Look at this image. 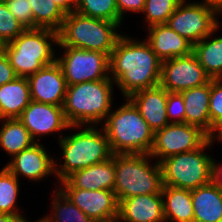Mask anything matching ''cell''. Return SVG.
I'll return each instance as SVG.
<instances>
[{
	"mask_svg": "<svg viewBox=\"0 0 222 222\" xmlns=\"http://www.w3.org/2000/svg\"><path fill=\"white\" fill-rule=\"evenodd\" d=\"M161 62L146 41L123 34L109 56L110 78L128 98L136 91L159 85Z\"/></svg>",
	"mask_w": 222,
	"mask_h": 222,
	"instance_id": "cell-1",
	"label": "cell"
},
{
	"mask_svg": "<svg viewBox=\"0 0 222 222\" xmlns=\"http://www.w3.org/2000/svg\"><path fill=\"white\" fill-rule=\"evenodd\" d=\"M75 12L121 24L117 0H76Z\"/></svg>",
	"mask_w": 222,
	"mask_h": 222,
	"instance_id": "cell-29",
	"label": "cell"
},
{
	"mask_svg": "<svg viewBox=\"0 0 222 222\" xmlns=\"http://www.w3.org/2000/svg\"><path fill=\"white\" fill-rule=\"evenodd\" d=\"M119 217L121 222H165L162 193L121 200Z\"/></svg>",
	"mask_w": 222,
	"mask_h": 222,
	"instance_id": "cell-18",
	"label": "cell"
},
{
	"mask_svg": "<svg viewBox=\"0 0 222 222\" xmlns=\"http://www.w3.org/2000/svg\"><path fill=\"white\" fill-rule=\"evenodd\" d=\"M16 77L15 71L3 48L0 50V86L14 80Z\"/></svg>",
	"mask_w": 222,
	"mask_h": 222,
	"instance_id": "cell-36",
	"label": "cell"
},
{
	"mask_svg": "<svg viewBox=\"0 0 222 222\" xmlns=\"http://www.w3.org/2000/svg\"><path fill=\"white\" fill-rule=\"evenodd\" d=\"M149 154H114L115 185L118 202L129 197L161 192L162 170Z\"/></svg>",
	"mask_w": 222,
	"mask_h": 222,
	"instance_id": "cell-7",
	"label": "cell"
},
{
	"mask_svg": "<svg viewBox=\"0 0 222 222\" xmlns=\"http://www.w3.org/2000/svg\"><path fill=\"white\" fill-rule=\"evenodd\" d=\"M0 222H30L21 214H0Z\"/></svg>",
	"mask_w": 222,
	"mask_h": 222,
	"instance_id": "cell-40",
	"label": "cell"
},
{
	"mask_svg": "<svg viewBox=\"0 0 222 222\" xmlns=\"http://www.w3.org/2000/svg\"><path fill=\"white\" fill-rule=\"evenodd\" d=\"M168 93L158 85L136 91L128 97L154 132L170 123L167 117Z\"/></svg>",
	"mask_w": 222,
	"mask_h": 222,
	"instance_id": "cell-17",
	"label": "cell"
},
{
	"mask_svg": "<svg viewBox=\"0 0 222 222\" xmlns=\"http://www.w3.org/2000/svg\"><path fill=\"white\" fill-rule=\"evenodd\" d=\"M5 167L17 179L24 176L31 181H39L55 174V159L48 154L44 145L36 142L15 155Z\"/></svg>",
	"mask_w": 222,
	"mask_h": 222,
	"instance_id": "cell-16",
	"label": "cell"
},
{
	"mask_svg": "<svg viewBox=\"0 0 222 222\" xmlns=\"http://www.w3.org/2000/svg\"><path fill=\"white\" fill-rule=\"evenodd\" d=\"M3 49V44L2 42L0 41V50Z\"/></svg>",
	"mask_w": 222,
	"mask_h": 222,
	"instance_id": "cell-44",
	"label": "cell"
},
{
	"mask_svg": "<svg viewBox=\"0 0 222 222\" xmlns=\"http://www.w3.org/2000/svg\"><path fill=\"white\" fill-rule=\"evenodd\" d=\"M57 189L53 192V214L42 217L39 219L41 222H93L59 188Z\"/></svg>",
	"mask_w": 222,
	"mask_h": 222,
	"instance_id": "cell-28",
	"label": "cell"
},
{
	"mask_svg": "<svg viewBox=\"0 0 222 222\" xmlns=\"http://www.w3.org/2000/svg\"><path fill=\"white\" fill-rule=\"evenodd\" d=\"M0 121H3L0 129V147L11 157L36 143L19 118Z\"/></svg>",
	"mask_w": 222,
	"mask_h": 222,
	"instance_id": "cell-25",
	"label": "cell"
},
{
	"mask_svg": "<svg viewBox=\"0 0 222 222\" xmlns=\"http://www.w3.org/2000/svg\"><path fill=\"white\" fill-rule=\"evenodd\" d=\"M19 179L6 167L0 170V214H21L17 208Z\"/></svg>",
	"mask_w": 222,
	"mask_h": 222,
	"instance_id": "cell-30",
	"label": "cell"
},
{
	"mask_svg": "<svg viewBox=\"0 0 222 222\" xmlns=\"http://www.w3.org/2000/svg\"><path fill=\"white\" fill-rule=\"evenodd\" d=\"M167 117L170 123L171 121L172 123H185L184 99L181 93L179 92L168 93Z\"/></svg>",
	"mask_w": 222,
	"mask_h": 222,
	"instance_id": "cell-35",
	"label": "cell"
},
{
	"mask_svg": "<svg viewBox=\"0 0 222 222\" xmlns=\"http://www.w3.org/2000/svg\"><path fill=\"white\" fill-rule=\"evenodd\" d=\"M93 222H121L119 215H115L109 218L93 220Z\"/></svg>",
	"mask_w": 222,
	"mask_h": 222,
	"instance_id": "cell-41",
	"label": "cell"
},
{
	"mask_svg": "<svg viewBox=\"0 0 222 222\" xmlns=\"http://www.w3.org/2000/svg\"><path fill=\"white\" fill-rule=\"evenodd\" d=\"M32 101L28 78L16 77L0 86V120L19 118Z\"/></svg>",
	"mask_w": 222,
	"mask_h": 222,
	"instance_id": "cell-23",
	"label": "cell"
},
{
	"mask_svg": "<svg viewBox=\"0 0 222 222\" xmlns=\"http://www.w3.org/2000/svg\"><path fill=\"white\" fill-rule=\"evenodd\" d=\"M28 81L33 101L63 106L68 85L57 62L31 74Z\"/></svg>",
	"mask_w": 222,
	"mask_h": 222,
	"instance_id": "cell-15",
	"label": "cell"
},
{
	"mask_svg": "<svg viewBox=\"0 0 222 222\" xmlns=\"http://www.w3.org/2000/svg\"><path fill=\"white\" fill-rule=\"evenodd\" d=\"M216 138H209L200 148L172 155L160 162L162 183L188 190L212 181V157L203 152Z\"/></svg>",
	"mask_w": 222,
	"mask_h": 222,
	"instance_id": "cell-8",
	"label": "cell"
},
{
	"mask_svg": "<svg viewBox=\"0 0 222 222\" xmlns=\"http://www.w3.org/2000/svg\"><path fill=\"white\" fill-rule=\"evenodd\" d=\"M145 6V0H117V8L119 17L123 20V16L127 11L142 13ZM125 12V13H124Z\"/></svg>",
	"mask_w": 222,
	"mask_h": 222,
	"instance_id": "cell-37",
	"label": "cell"
},
{
	"mask_svg": "<svg viewBox=\"0 0 222 222\" xmlns=\"http://www.w3.org/2000/svg\"><path fill=\"white\" fill-rule=\"evenodd\" d=\"M29 3L33 14V28L59 31L66 13L53 0H29Z\"/></svg>",
	"mask_w": 222,
	"mask_h": 222,
	"instance_id": "cell-27",
	"label": "cell"
},
{
	"mask_svg": "<svg viewBox=\"0 0 222 222\" xmlns=\"http://www.w3.org/2000/svg\"><path fill=\"white\" fill-rule=\"evenodd\" d=\"M81 130L74 132L69 136H60L59 146L62 149L64 158L63 164H57L55 160V176L60 183L72 173L87 168L91 165L105 162L112 158L107 135L102 128L96 129V126H78Z\"/></svg>",
	"mask_w": 222,
	"mask_h": 222,
	"instance_id": "cell-4",
	"label": "cell"
},
{
	"mask_svg": "<svg viewBox=\"0 0 222 222\" xmlns=\"http://www.w3.org/2000/svg\"><path fill=\"white\" fill-rule=\"evenodd\" d=\"M114 81L108 77L67 86L63 111L72 126L100 125L112 109ZM100 123V124H99Z\"/></svg>",
	"mask_w": 222,
	"mask_h": 222,
	"instance_id": "cell-2",
	"label": "cell"
},
{
	"mask_svg": "<svg viewBox=\"0 0 222 222\" xmlns=\"http://www.w3.org/2000/svg\"><path fill=\"white\" fill-rule=\"evenodd\" d=\"M221 13L218 8L203 1L188 3L182 0L166 24L195 45L203 38L217 32L220 26L217 17L221 16Z\"/></svg>",
	"mask_w": 222,
	"mask_h": 222,
	"instance_id": "cell-9",
	"label": "cell"
},
{
	"mask_svg": "<svg viewBox=\"0 0 222 222\" xmlns=\"http://www.w3.org/2000/svg\"><path fill=\"white\" fill-rule=\"evenodd\" d=\"M25 29L9 11L6 2L0 1V41L2 44L11 42Z\"/></svg>",
	"mask_w": 222,
	"mask_h": 222,
	"instance_id": "cell-33",
	"label": "cell"
},
{
	"mask_svg": "<svg viewBox=\"0 0 222 222\" xmlns=\"http://www.w3.org/2000/svg\"><path fill=\"white\" fill-rule=\"evenodd\" d=\"M193 222H222V189L213 181L191 190Z\"/></svg>",
	"mask_w": 222,
	"mask_h": 222,
	"instance_id": "cell-22",
	"label": "cell"
},
{
	"mask_svg": "<svg viewBox=\"0 0 222 222\" xmlns=\"http://www.w3.org/2000/svg\"><path fill=\"white\" fill-rule=\"evenodd\" d=\"M217 140L219 139L220 141H222V130L217 134Z\"/></svg>",
	"mask_w": 222,
	"mask_h": 222,
	"instance_id": "cell-43",
	"label": "cell"
},
{
	"mask_svg": "<svg viewBox=\"0 0 222 222\" xmlns=\"http://www.w3.org/2000/svg\"><path fill=\"white\" fill-rule=\"evenodd\" d=\"M60 47L65 49L64 54L56 58V62L63 71L67 85L110 77L109 55L70 46Z\"/></svg>",
	"mask_w": 222,
	"mask_h": 222,
	"instance_id": "cell-10",
	"label": "cell"
},
{
	"mask_svg": "<svg viewBox=\"0 0 222 222\" xmlns=\"http://www.w3.org/2000/svg\"><path fill=\"white\" fill-rule=\"evenodd\" d=\"M212 181L222 189V165L212 159Z\"/></svg>",
	"mask_w": 222,
	"mask_h": 222,
	"instance_id": "cell-38",
	"label": "cell"
},
{
	"mask_svg": "<svg viewBox=\"0 0 222 222\" xmlns=\"http://www.w3.org/2000/svg\"><path fill=\"white\" fill-rule=\"evenodd\" d=\"M65 180L75 189L113 191L115 185L114 154L109 160L80 169Z\"/></svg>",
	"mask_w": 222,
	"mask_h": 222,
	"instance_id": "cell-20",
	"label": "cell"
},
{
	"mask_svg": "<svg viewBox=\"0 0 222 222\" xmlns=\"http://www.w3.org/2000/svg\"><path fill=\"white\" fill-rule=\"evenodd\" d=\"M180 93L184 99L185 123L200 127L212 138L209 114L210 82Z\"/></svg>",
	"mask_w": 222,
	"mask_h": 222,
	"instance_id": "cell-21",
	"label": "cell"
},
{
	"mask_svg": "<svg viewBox=\"0 0 222 222\" xmlns=\"http://www.w3.org/2000/svg\"><path fill=\"white\" fill-rule=\"evenodd\" d=\"M210 81L211 77L193 53L161 62L159 86L168 92L180 93Z\"/></svg>",
	"mask_w": 222,
	"mask_h": 222,
	"instance_id": "cell-12",
	"label": "cell"
},
{
	"mask_svg": "<svg viewBox=\"0 0 222 222\" xmlns=\"http://www.w3.org/2000/svg\"><path fill=\"white\" fill-rule=\"evenodd\" d=\"M121 24L81 15L75 11L66 14L58 31V46L99 51L110 56L119 38L116 31Z\"/></svg>",
	"mask_w": 222,
	"mask_h": 222,
	"instance_id": "cell-6",
	"label": "cell"
},
{
	"mask_svg": "<svg viewBox=\"0 0 222 222\" xmlns=\"http://www.w3.org/2000/svg\"><path fill=\"white\" fill-rule=\"evenodd\" d=\"M147 30L149 36L146 42L161 61L192 53L193 45L167 24L153 25Z\"/></svg>",
	"mask_w": 222,
	"mask_h": 222,
	"instance_id": "cell-19",
	"label": "cell"
},
{
	"mask_svg": "<svg viewBox=\"0 0 222 222\" xmlns=\"http://www.w3.org/2000/svg\"><path fill=\"white\" fill-rule=\"evenodd\" d=\"M117 110L110 111L102 125L113 154H149L154 131L134 104L125 98Z\"/></svg>",
	"mask_w": 222,
	"mask_h": 222,
	"instance_id": "cell-3",
	"label": "cell"
},
{
	"mask_svg": "<svg viewBox=\"0 0 222 222\" xmlns=\"http://www.w3.org/2000/svg\"><path fill=\"white\" fill-rule=\"evenodd\" d=\"M52 42H51V41ZM58 32L46 28L25 29L14 40L3 45L17 77L28 78L45 66L56 62Z\"/></svg>",
	"mask_w": 222,
	"mask_h": 222,
	"instance_id": "cell-5",
	"label": "cell"
},
{
	"mask_svg": "<svg viewBox=\"0 0 222 222\" xmlns=\"http://www.w3.org/2000/svg\"><path fill=\"white\" fill-rule=\"evenodd\" d=\"M19 120L37 142L42 135L53 134L55 131H61L70 128H79L68 123L63 106L40 103L31 101L24 109ZM40 137L39 139L36 137Z\"/></svg>",
	"mask_w": 222,
	"mask_h": 222,
	"instance_id": "cell-14",
	"label": "cell"
},
{
	"mask_svg": "<svg viewBox=\"0 0 222 222\" xmlns=\"http://www.w3.org/2000/svg\"><path fill=\"white\" fill-rule=\"evenodd\" d=\"M66 14L75 10L76 0H53Z\"/></svg>",
	"mask_w": 222,
	"mask_h": 222,
	"instance_id": "cell-39",
	"label": "cell"
},
{
	"mask_svg": "<svg viewBox=\"0 0 222 222\" xmlns=\"http://www.w3.org/2000/svg\"><path fill=\"white\" fill-rule=\"evenodd\" d=\"M161 193L165 222H193L191 190L163 185Z\"/></svg>",
	"mask_w": 222,
	"mask_h": 222,
	"instance_id": "cell-24",
	"label": "cell"
},
{
	"mask_svg": "<svg viewBox=\"0 0 222 222\" xmlns=\"http://www.w3.org/2000/svg\"><path fill=\"white\" fill-rule=\"evenodd\" d=\"M212 34L193 45L192 53L211 79L222 78V37L213 38ZM209 39V41L207 40Z\"/></svg>",
	"mask_w": 222,
	"mask_h": 222,
	"instance_id": "cell-26",
	"label": "cell"
},
{
	"mask_svg": "<svg viewBox=\"0 0 222 222\" xmlns=\"http://www.w3.org/2000/svg\"><path fill=\"white\" fill-rule=\"evenodd\" d=\"M181 1L182 0H145L142 13L146 15L147 26L166 24Z\"/></svg>",
	"mask_w": 222,
	"mask_h": 222,
	"instance_id": "cell-31",
	"label": "cell"
},
{
	"mask_svg": "<svg viewBox=\"0 0 222 222\" xmlns=\"http://www.w3.org/2000/svg\"><path fill=\"white\" fill-rule=\"evenodd\" d=\"M209 114L212 138H216L222 130V78L210 81Z\"/></svg>",
	"mask_w": 222,
	"mask_h": 222,
	"instance_id": "cell-32",
	"label": "cell"
},
{
	"mask_svg": "<svg viewBox=\"0 0 222 222\" xmlns=\"http://www.w3.org/2000/svg\"><path fill=\"white\" fill-rule=\"evenodd\" d=\"M210 136L200 127L187 123H169L154 132L153 147L149 153L158 163L172 155L200 148Z\"/></svg>",
	"mask_w": 222,
	"mask_h": 222,
	"instance_id": "cell-11",
	"label": "cell"
},
{
	"mask_svg": "<svg viewBox=\"0 0 222 222\" xmlns=\"http://www.w3.org/2000/svg\"><path fill=\"white\" fill-rule=\"evenodd\" d=\"M59 189L90 219L98 220L119 215V202L114 191L73 188L66 180Z\"/></svg>",
	"mask_w": 222,
	"mask_h": 222,
	"instance_id": "cell-13",
	"label": "cell"
},
{
	"mask_svg": "<svg viewBox=\"0 0 222 222\" xmlns=\"http://www.w3.org/2000/svg\"><path fill=\"white\" fill-rule=\"evenodd\" d=\"M204 3L213 5L222 12V0H204Z\"/></svg>",
	"mask_w": 222,
	"mask_h": 222,
	"instance_id": "cell-42",
	"label": "cell"
},
{
	"mask_svg": "<svg viewBox=\"0 0 222 222\" xmlns=\"http://www.w3.org/2000/svg\"><path fill=\"white\" fill-rule=\"evenodd\" d=\"M6 5L26 29H33V14L29 0H8Z\"/></svg>",
	"mask_w": 222,
	"mask_h": 222,
	"instance_id": "cell-34",
	"label": "cell"
}]
</instances>
